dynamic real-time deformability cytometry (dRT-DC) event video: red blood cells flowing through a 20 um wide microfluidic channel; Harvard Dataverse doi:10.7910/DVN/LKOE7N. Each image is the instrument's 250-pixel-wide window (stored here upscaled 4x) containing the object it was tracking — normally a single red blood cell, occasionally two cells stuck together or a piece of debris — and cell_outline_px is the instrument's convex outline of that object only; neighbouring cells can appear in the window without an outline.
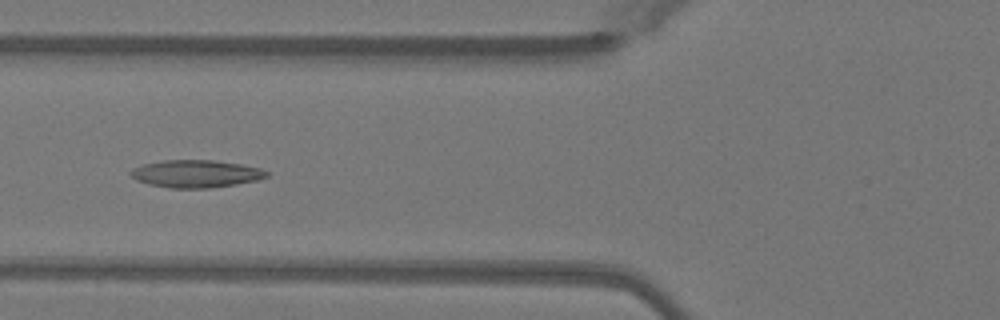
{"species": "Egyptian fruit bat (a non-hibernating species)", "species_latin": "Rousettus aegyptiacus", "temperature_condition": "warm", "stored_images_in_passage": 50, "camera_frame_rate_fps": 3000, "um_per_image_px": 0.085, "animal": {"sex": "female"}, "frame": {"image": 1, "passage_image": 19, "time_ms": 6.0, "image_size_px": [1000, 320], "cell_outline_px": [[268, 176], [256, 180], [236, 184], [208, 188], [168, 188], [148, 184], [136, 180], [128, 172], [132, 168], [144, 164], [164, 160], [216, 160], [240, 164], [260, 168], [268, 172]], "centroid_in_image_um": [16.62, 14.77], "position_along_channel_um": 109.2, "area_um2": 21.79}}
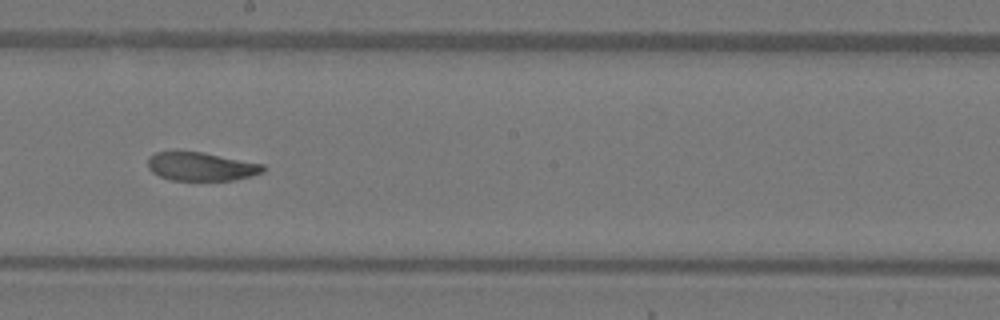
{"frame": {"image": 2, "passage_image": 28, "time_ms": 9.0, "image_size_px": [1000, 320], "cell_outline_px": [[264, 172], [252, 176], [236, 180], [172, 180], [160, 176], [152, 172], [148, 168], [148, 156], [156, 152], [172, 148], [176, 148], [204, 152], [264, 164]], "centroid_in_image_um": [17.04, 14.1], "position_along_channel_um": 231.2, "area_um2": 19.94}}
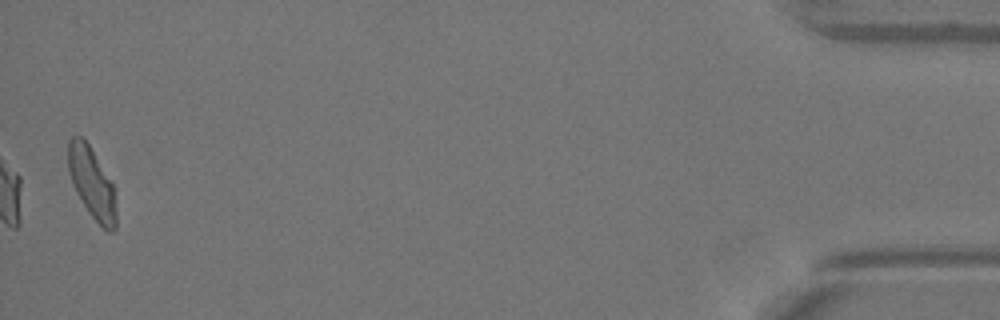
{"frame": {"image": 3, "passage_image": 49, "time_ms": 16.0, "image_size_px": [1000, 320], "cell_outline_px": [[116, 228], [112, 232], [108, 232], [88, 212], [76, 192], [72, 184], [68, 172], [68, 140], [72, 136], [84, 136], [112, 180], [116, 212]], "centroid_in_image_um": [7.8, 15.51], "position_along_channel_um": 427.4, "area_um2": 20.11}, "authors_computed_cell_mechanics": {"area_um2": 20.6924, "velocity_mm_per_s": 4.0571, "shape_relaxation_time_tau1_ms": 6.5097, "shape_relaxation_time_tau2_ms": 2.7642, "deformation_change_tau1": 0.1839, "deformation_change_tau2": 0.0832}}